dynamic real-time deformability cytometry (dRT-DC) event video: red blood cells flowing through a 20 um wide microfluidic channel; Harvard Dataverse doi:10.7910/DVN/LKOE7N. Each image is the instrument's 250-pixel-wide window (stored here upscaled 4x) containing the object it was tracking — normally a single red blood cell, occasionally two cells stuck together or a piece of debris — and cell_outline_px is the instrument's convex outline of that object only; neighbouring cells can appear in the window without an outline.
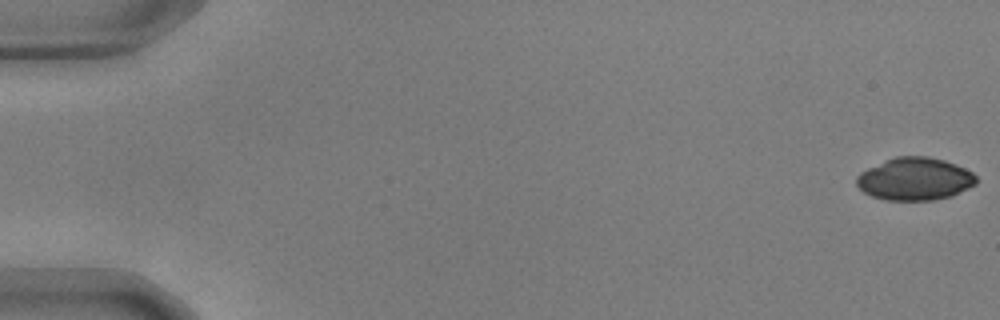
{"species": "common noctule bat (a hibernating species)", "species_latin": "Nyctalus noctula", "temperature_condition": "warm", "stored_images_in_passage": 17, "camera_frame_rate_fps": 3000, "um_per_image_px": 0.085, "animal": {"sex": "male", "body_mass_g": 17.9, "forearm_length_mm": 54.2}, "frame": {"image": 1, "passage_image": 1, "time_ms": 0.0, "image_size_px": [1000, 320], "cell_outline_px": [[976, 184], [952, 196], [932, 200], [884, 200], [872, 196], [864, 192], [856, 184], [856, 176], [860, 172], [868, 168], [896, 156], [928, 156], [944, 160], [956, 164], [972, 172], [976, 176]], "centroid_in_image_um": [77.76, 15.21], "position_along_channel_um": 7.2, "area_um2": 29.71}}
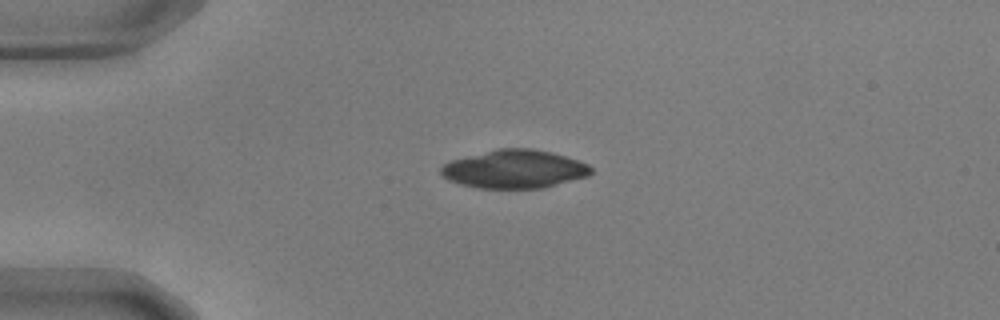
{"frame": {"image": 2, "passage_image": 14, "time_ms": 4.333, "image_size_px": [1000, 320], "cell_outline_px": [[592, 172], [588, 176], [544, 188], [476, 188], [460, 184], [448, 180], [440, 176], [440, 168], [448, 160], [500, 148], [532, 148], [552, 152], [580, 160], [588, 164], [592, 168]], "centroid_in_image_um": [43.71, 14.37], "position_along_channel_um": 41.3, "area_um2": 33.87}}